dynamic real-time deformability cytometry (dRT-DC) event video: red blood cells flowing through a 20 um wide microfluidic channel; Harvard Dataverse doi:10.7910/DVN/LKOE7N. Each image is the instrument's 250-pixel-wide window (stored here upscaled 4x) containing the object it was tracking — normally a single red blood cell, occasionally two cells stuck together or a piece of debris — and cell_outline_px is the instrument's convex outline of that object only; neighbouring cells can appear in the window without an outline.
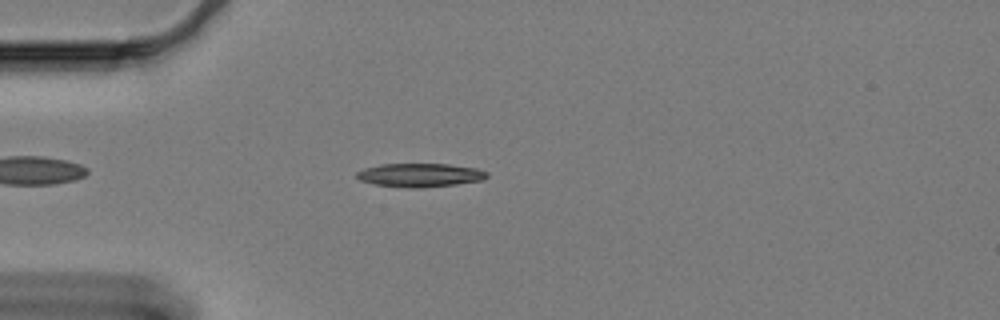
{"species": "Egyptian fruit bat (a non-hibernating species)", "species_latin": "Rousettus aegyptiacus", "temperature_condition": "cold", "stored_images_in_passage": 52, "camera_frame_rate_fps": 3000, "um_per_image_px": 0.085, "animal": {"sex": "female"}, "frame": {"image": 1, "passage_image": 8, "time_ms": 2.333, "image_size_px": [1000, 320], "cell_outline_px": [[488, 176], [484, 180], [456, 184], [420, 188], [376, 184], [360, 180], [356, 176], [356, 172], [364, 168], [380, 164], [448, 164], [476, 168], [488, 172]], "centroid_in_image_um": [35.73, 14.87], "position_along_channel_um": 49.3, "area_um2": 17.74}}
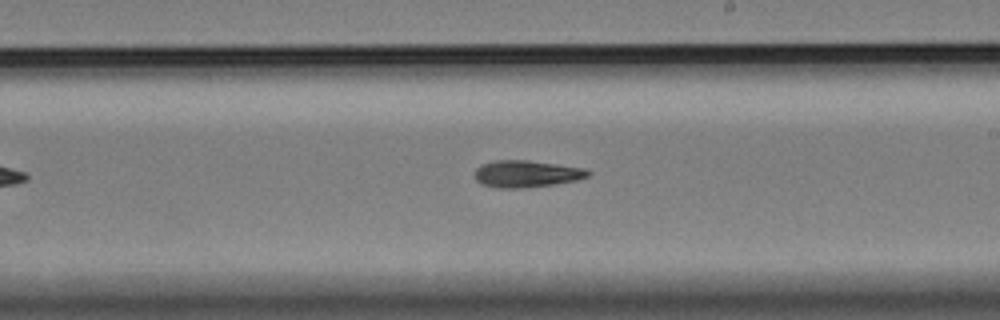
{"frame": {"image": 2, "passage_image": 27, "time_ms": 8.667, "image_size_px": [1000, 320], "cell_outline_px": [[592, 172], [588, 176], [576, 180], [552, 184], [520, 188], [496, 188], [484, 184], [476, 180], [476, 168], [480, 164], [496, 160], [528, 160], [584, 168]], "centroid_in_image_um": [44.74, 14.76], "position_along_channel_um": 244.3, "area_um2": 17.57}}
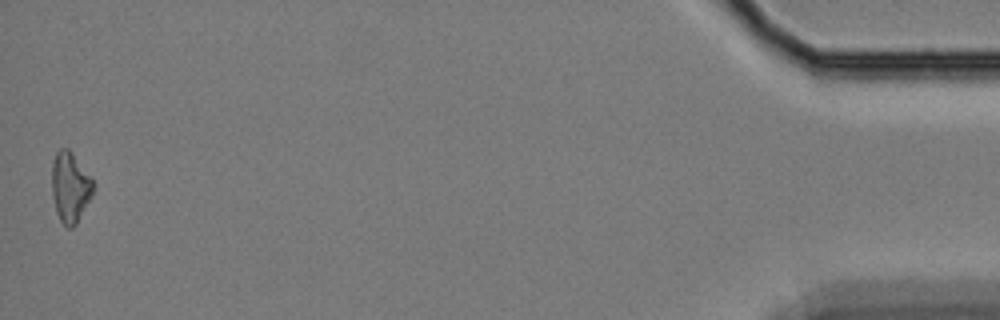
{"frame": {"image": 3, "passage_image": 52, "time_ms": 17.0, "image_size_px": [1000, 320], "cell_outline_px": [[92, 196], [76, 224], [72, 228], [68, 228], [60, 220], [56, 212], [52, 196], [52, 164], [56, 152], [60, 148], [68, 148], [72, 152], [92, 176]], "centroid_in_image_um": [5.96, 15.89], "position_along_channel_um": 429.2, "area_um2": 16.99}, "authors_computed_cell_mechanics": {"area_um2": 16.8776, "velocity_mm_per_s": 3.2881, "shape_relaxation_time_tau1_ms": 8.3627, "shape_relaxation_time_tau2_ms": null, "deformation_change_tau1": 0.2146, "deformation_change_tau2": null}}